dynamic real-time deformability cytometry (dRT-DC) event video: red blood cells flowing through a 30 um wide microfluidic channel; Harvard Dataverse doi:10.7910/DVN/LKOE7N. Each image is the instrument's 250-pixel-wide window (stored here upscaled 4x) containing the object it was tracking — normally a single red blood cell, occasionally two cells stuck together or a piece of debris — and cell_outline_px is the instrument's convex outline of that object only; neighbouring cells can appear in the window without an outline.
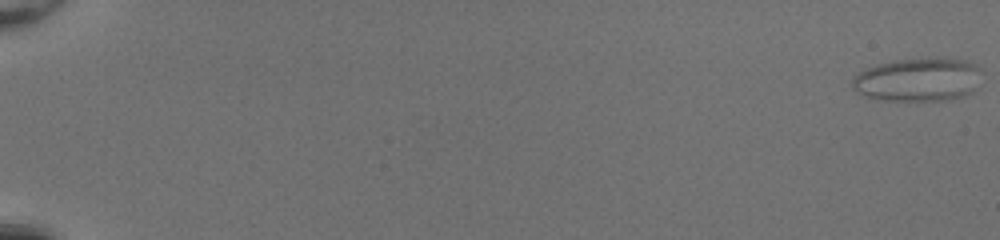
{"species": "common noctule bat (a hibernating species)", "species_latin": "Nyctalus noctula", "temperature_condition": "room temperature", "stored_images_in_passage": 9, "camera_frame_rate_fps": 3000, "um_per_image_px": 0.085, "animal": {"sex": "female", "body_mass_g": 20.0, "forearm_length_mm": 54.0}, "frame": {"image": 1, "passage_image": 1, "time_ms": 0.0, "image_size_px": [1000, 240], "cell_outline_px": [[980, 68], [976, 88], [972, 92], [964, 96], [948, 100], [872, 100], [852, 88], [852, 76], [868, 68], [892, 60], [936, 56], [968, 60], [976, 64]], "centroid_in_image_um": [78.04, 6.75], "position_along_channel_um": 7.0, "area_um2": 33.35}}